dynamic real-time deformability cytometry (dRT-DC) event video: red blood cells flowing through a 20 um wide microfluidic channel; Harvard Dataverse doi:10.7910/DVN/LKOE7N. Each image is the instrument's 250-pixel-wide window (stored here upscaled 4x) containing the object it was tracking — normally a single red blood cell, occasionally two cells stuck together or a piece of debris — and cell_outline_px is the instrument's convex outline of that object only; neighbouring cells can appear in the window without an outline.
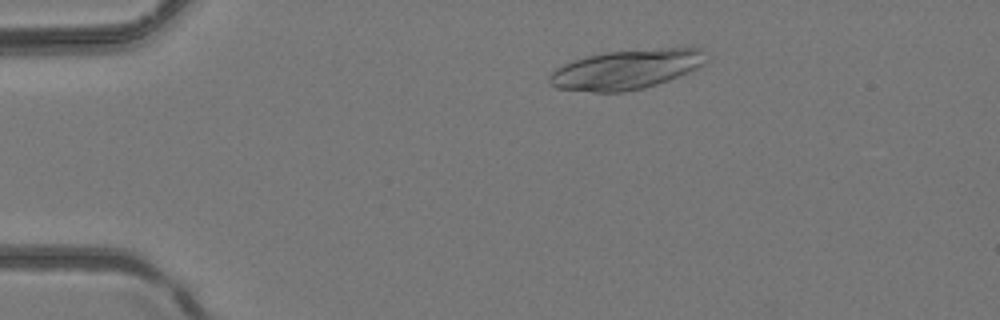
{"species": "common noctule bat (a hibernating species)", "species_latin": "Nyctalus noctula", "temperature_condition": "room temperature", "stored_images_in_passage": 4, "camera_frame_rate_fps": 3000, "um_per_image_px": 0.085, "animal": {"sex": "female", "body_mass_g": 24.6, "forearm_length_mm": 56.2}, "frame": {"image": 1, "passage_image": 2, "time_ms": 0.333, "image_size_px": [1000, 320], "cell_outline_px": [[708, 60], [700, 68], [668, 80], [644, 88], [624, 92], [592, 92], [556, 88], [548, 84], [548, 76], [556, 68], [572, 60], [604, 52], [692, 44], [704, 48]], "centroid_in_image_um": [53.36, 5.85], "position_along_channel_um": 31.6, "area_um2": 37.45}}